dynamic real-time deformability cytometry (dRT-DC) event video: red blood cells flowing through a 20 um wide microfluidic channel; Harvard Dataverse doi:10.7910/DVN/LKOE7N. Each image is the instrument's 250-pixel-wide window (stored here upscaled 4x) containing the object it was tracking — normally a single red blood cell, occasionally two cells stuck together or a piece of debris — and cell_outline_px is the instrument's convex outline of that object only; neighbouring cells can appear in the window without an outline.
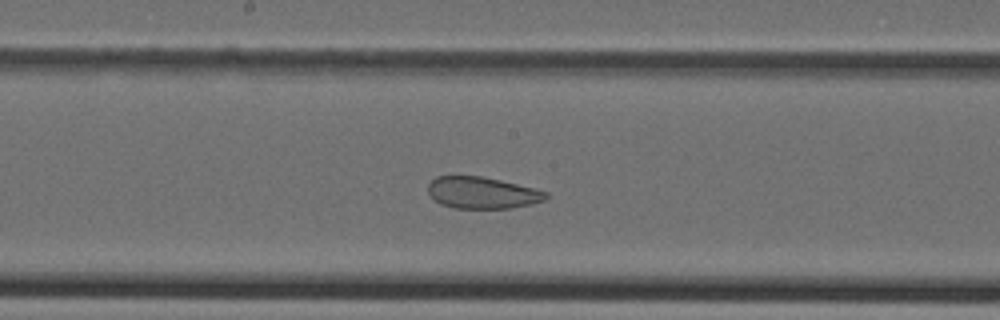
{"species": "Egyptian fruit bat (a non-hibernating species)", "species_latin": "Rousettus aegyptiacus", "temperature_condition": "cold", "stored_images_in_passage": 36, "camera_frame_rate_fps": 3000, "um_per_image_px": 0.085, "animal": {"sex": "female"}, "frame": {"image": 1, "passage_image": 20, "time_ms": 6.333, "image_size_px": [1000, 320], "cell_outline_px": [[548, 196], [544, 200], [532, 204], [512, 208], [456, 208], [440, 204], [428, 192], [428, 184], [436, 176], [480, 176], [500, 180], [548, 192]], "centroid_in_image_um": [40.98, 16.39], "position_along_channel_um": 207.2, "area_um2": 21.56}}
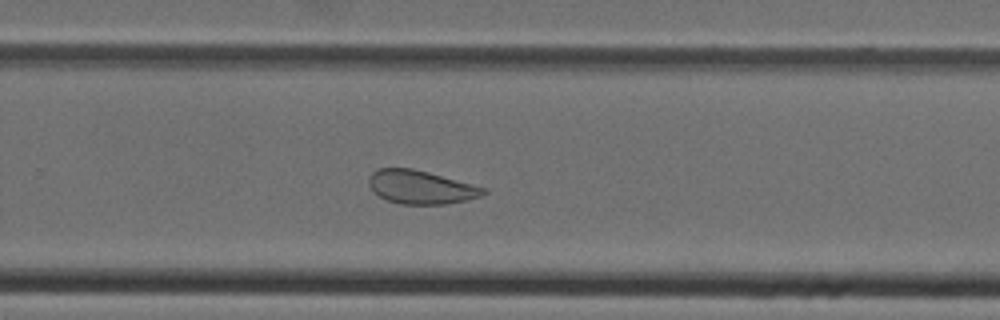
{"frame": {"image": 2, "passage_image": 26, "time_ms": 8.333, "image_size_px": [1000, 320], "cell_outline_px": [[488, 192], [480, 196], [468, 200], [444, 204], [400, 204], [388, 200], [372, 192], [368, 184], [368, 176], [376, 168], [412, 168], [428, 172], [488, 188]], "centroid_in_image_um": [35.76, 15.9], "position_along_channel_um": 294.0, "area_um2": 22.54}}
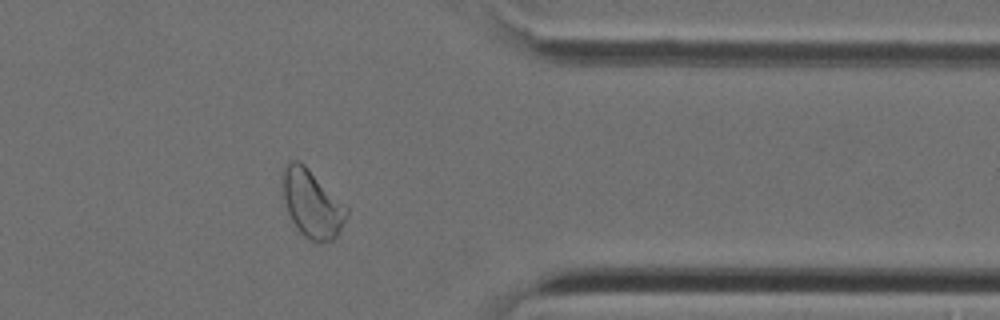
{"frame": {"image": 3, "passage_image": 33, "time_ms": 10.667, "image_size_px": [1000, 320], "cell_outline_px": [[348, 212], [336, 236], [332, 240], [308, 240], [296, 228], [288, 212], [284, 196], [284, 168], [292, 160], [300, 160], [348, 208]], "centroid_in_image_um": [26.52, 17.31], "position_along_channel_um": 384.9, "area_um2": 24.28}}